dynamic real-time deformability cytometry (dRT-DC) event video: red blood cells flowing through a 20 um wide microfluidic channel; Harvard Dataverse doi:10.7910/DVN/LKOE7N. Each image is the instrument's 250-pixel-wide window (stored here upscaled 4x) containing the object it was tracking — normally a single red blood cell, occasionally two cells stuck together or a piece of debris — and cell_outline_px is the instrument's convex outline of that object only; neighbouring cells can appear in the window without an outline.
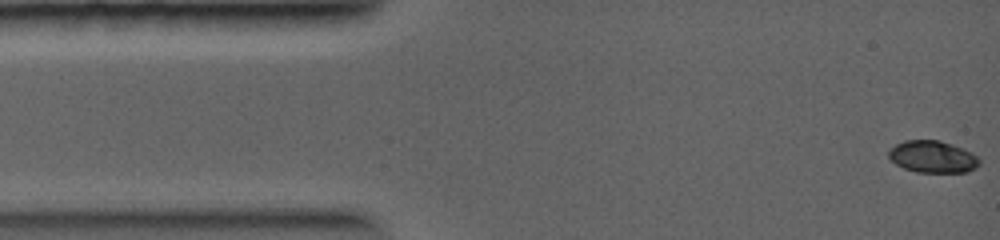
{"species": "common noctule bat (a hibernating species)", "species_latin": "Nyctalus noctula", "temperature_condition": "warm", "stored_images_in_passage": 62, "camera_frame_rate_fps": 5000, "um_per_image_px": 0.085, "animal": {"sex": "female", "body_mass_g": 19.0, "forearm_length_mm": 56.7}, "frame": {"image": 1, "passage_image": 1, "time_ms": 0.0, "image_size_px": [1000, 240], "cell_outline_px": [[980, 164], [976, 168], [968, 172], [916, 172], [904, 168], [896, 164], [888, 156], [888, 152], [896, 144], [904, 140], [940, 140], [952, 144], [972, 152], [980, 160]], "centroid_in_image_um": [79.3, 13.32], "position_along_channel_um": 5.7, "area_um2": 16.94}}
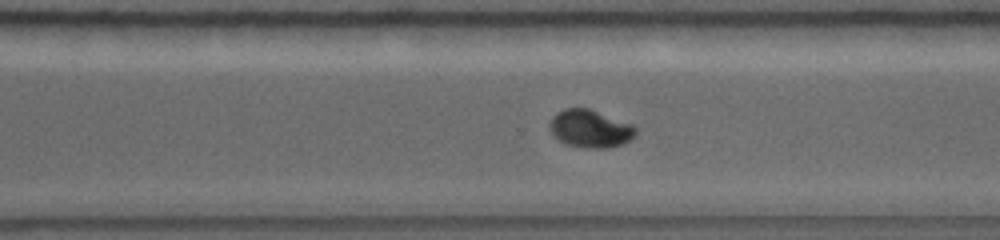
{"frame": {"image": 2, "passage_image": 47, "time_ms": 7.6, "image_size_px": [1000, 240], "cell_outline_px": [[636, 136], [624, 144], [608, 148], [588, 148], [568, 144], [552, 136], [548, 128], [548, 124], [552, 116], [556, 112], [564, 108], [588, 108], [632, 124], [636, 128]], "centroid_in_image_um": [50.15, 10.93], "position_along_channel_um": 320.5, "area_um2": 19.13}}
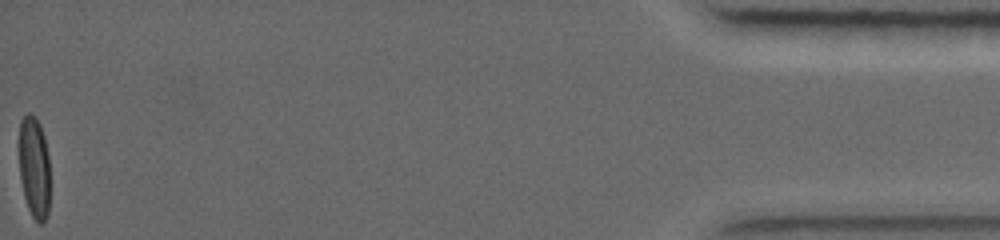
{"frame": {"image": 3, "passage_image": 62, "time_ms": 12.2, "image_size_px": [1000, 240], "cell_outline_px": [[48, 216], [44, 224], [40, 224], [32, 216], [28, 208], [24, 196], [20, 176], [20, 120], [28, 112], [36, 116], [40, 124], [44, 136], [48, 156]], "centroid_in_image_um": [2.91, 14.23], "position_along_channel_um": 432.3, "area_um2": 18.15}}